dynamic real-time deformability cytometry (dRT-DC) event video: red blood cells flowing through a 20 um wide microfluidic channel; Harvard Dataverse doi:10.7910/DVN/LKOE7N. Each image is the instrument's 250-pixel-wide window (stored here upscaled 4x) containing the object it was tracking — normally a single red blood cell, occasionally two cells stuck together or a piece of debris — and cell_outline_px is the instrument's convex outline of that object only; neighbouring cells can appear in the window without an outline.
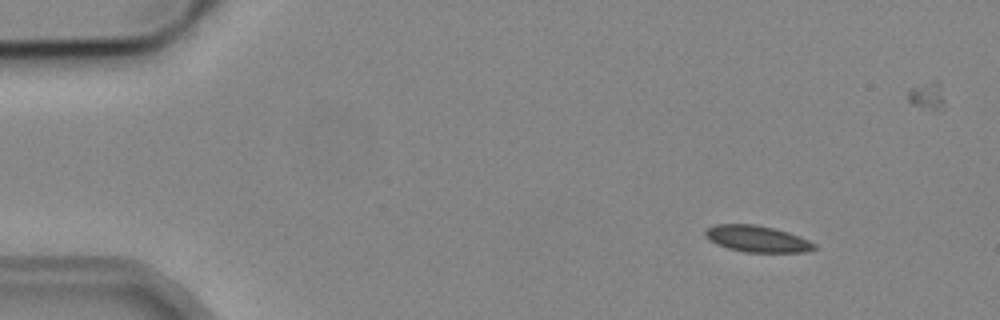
{"species": "common noctule bat (a hibernating species)", "species_latin": "Nyctalus noctula", "temperature_condition": "cold", "stored_images_in_passage": 6, "camera_frame_rate_fps": 3000, "um_per_image_px": 0.085, "animal": {"sex": "male", "body_mass_g": 19.2, "forearm_length_mm": 51.8}, "frame": {"image": 1, "passage_image": 1, "time_ms": 0.0, "image_size_px": [1000, 320], "cell_outline_px": [[816, 248], [804, 252], [744, 252], [728, 248], [716, 244], [708, 240], [704, 236], [704, 228], [716, 224], [756, 224], [788, 232], [800, 236], [816, 244]], "centroid_in_image_um": [64.3, 20.29], "position_along_channel_um": 20.7, "area_um2": 16.94}}
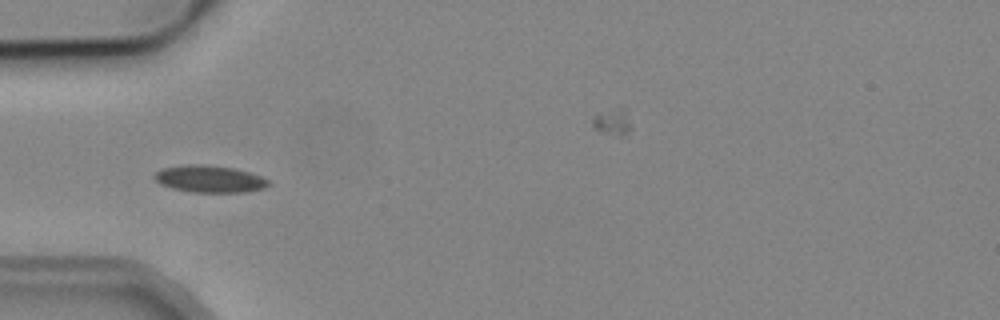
{"frame": {"image": 2, "passage_image": 4, "time_ms": 3.667, "image_size_px": [1000, 320], "cell_outline_px": [[272, 184], [264, 188], [244, 192], [192, 192], [172, 188], [160, 184], [152, 176], [156, 172], [164, 168], [184, 164], [200, 164], [232, 168], [248, 172], [260, 176], [268, 180]], "centroid_in_image_um": [17.8, 15.21], "position_along_channel_um": 67.2, "area_um2": 17.86}}